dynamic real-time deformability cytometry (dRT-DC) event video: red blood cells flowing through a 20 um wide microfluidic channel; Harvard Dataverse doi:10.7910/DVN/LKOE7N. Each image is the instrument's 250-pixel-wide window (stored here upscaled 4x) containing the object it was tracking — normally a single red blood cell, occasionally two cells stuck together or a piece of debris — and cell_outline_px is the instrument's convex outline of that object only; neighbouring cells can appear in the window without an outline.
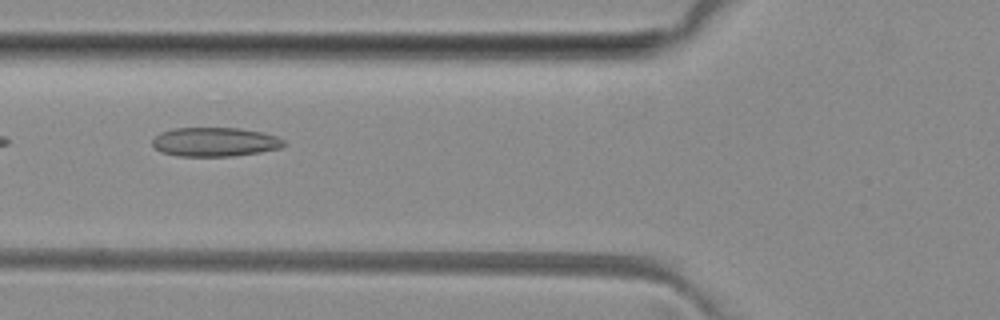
{"species": "common noctule bat (a hibernating species)", "species_latin": "Nyctalus noctula", "temperature_condition": "room temperature", "stored_images_in_passage": 3, "camera_frame_rate_fps": 3000, "um_per_image_px": 0.085, "animal": {"sex": "female", "body_mass_g": 29.2, "forearm_length_mm": 56.3}, "frame": {"image": 1, "passage_image": 2, "time_ms": 1.0, "image_size_px": [1000, 320], "cell_outline_px": [[288, 144], [280, 148], [260, 152], [232, 156], [176, 156], [160, 152], [152, 144], [152, 140], [160, 132], [172, 128], [240, 128], [264, 132], [276, 136], [284, 140]], "centroid_in_image_um": [18.28, 12.06], "position_along_channel_um": 107.5, "area_um2": 22.48}}
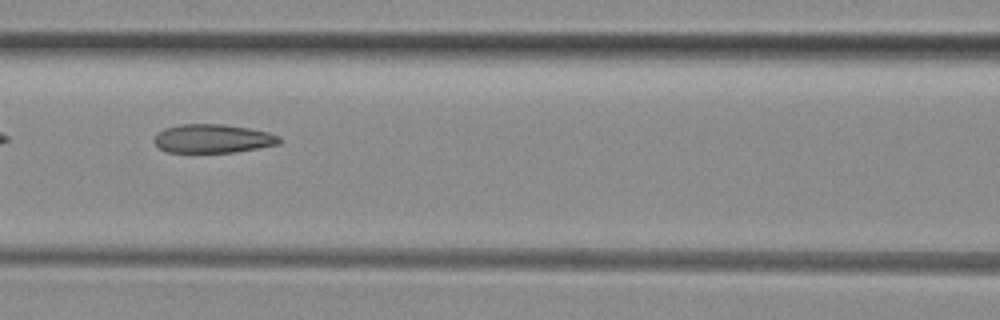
{"frame": {"image": 2, "passage_image": 3, "time_ms": 2.0, "image_size_px": [1000, 320], "cell_outline_px": [[280, 144], [232, 152], [168, 152], [160, 148], [152, 140], [156, 132], [164, 128], [180, 124], [224, 124], [248, 128], [268, 132], [280, 136]], "centroid_in_image_um": [18.05, 11.77], "position_along_channel_um": 148.6, "area_um2": 20.92}}